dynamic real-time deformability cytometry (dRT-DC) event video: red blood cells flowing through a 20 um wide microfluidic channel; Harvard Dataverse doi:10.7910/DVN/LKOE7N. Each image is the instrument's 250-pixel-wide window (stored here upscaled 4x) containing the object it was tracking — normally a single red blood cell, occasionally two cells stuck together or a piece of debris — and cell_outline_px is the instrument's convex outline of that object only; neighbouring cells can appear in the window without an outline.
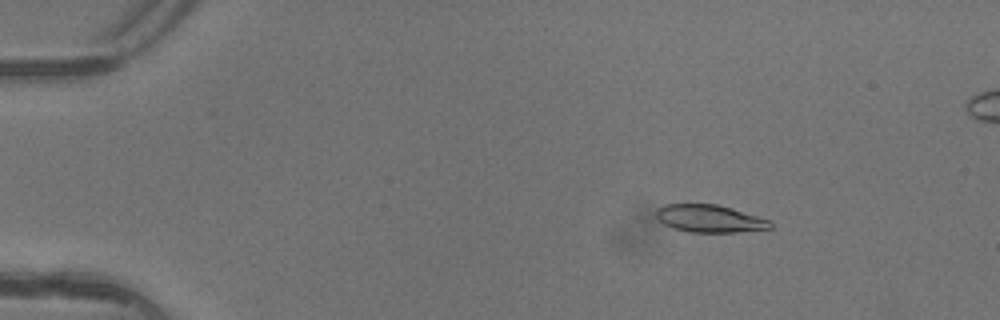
{"species": "common noctule bat (a hibernating species)", "species_latin": "Nyctalus noctula", "temperature_condition": "warm", "stored_images_in_passage": 6, "camera_frame_rate_fps": 3000, "um_per_image_px": 0.085, "animal": {"sex": "female"}, "frame": {"image": 1, "passage_image": 3, "time_ms": 0.667, "image_size_px": [1000, 320], "cell_outline_px": [[772, 228], [736, 232], [688, 232], [672, 228], [664, 224], [656, 216], [656, 208], [664, 204], [716, 204], [732, 208], [772, 220]], "centroid_in_image_um": [60.32, 18.58], "position_along_channel_um": 24.7, "area_um2": 18.44}}
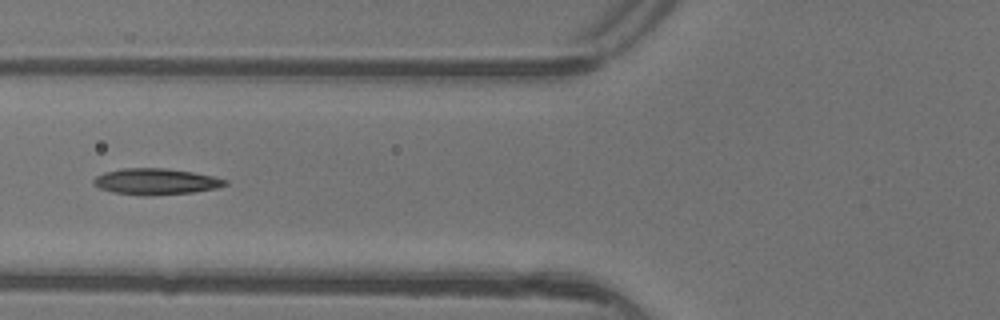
{"frame": {"image": 2, "passage_image": 6, "time_ms": 1.667, "image_size_px": [1000, 320], "cell_outline_px": [[228, 184], [216, 188], [192, 192], [148, 196], [144, 196], [112, 192], [100, 188], [92, 184], [92, 180], [96, 176], [104, 172], [120, 168], [164, 168], [192, 172], [212, 176], [228, 180]], "centroid_in_image_um": [13.2, 15.43], "position_along_channel_um": 112.6, "area_um2": 20.11}}